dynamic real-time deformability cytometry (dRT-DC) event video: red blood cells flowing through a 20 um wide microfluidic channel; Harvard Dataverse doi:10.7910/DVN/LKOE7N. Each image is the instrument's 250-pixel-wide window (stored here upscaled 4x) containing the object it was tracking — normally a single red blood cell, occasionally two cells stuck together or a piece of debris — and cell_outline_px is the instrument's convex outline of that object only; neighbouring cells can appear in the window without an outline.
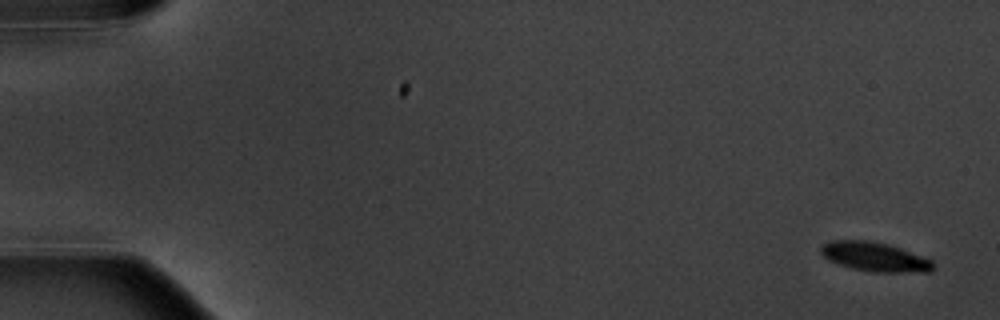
{"species": "common noctule bat (a hibernating species)", "species_latin": "Nyctalus noctula", "temperature_condition": "warm", "stored_images_in_passage": 9, "camera_frame_rate_fps": 3000, "um_per_image_px": 0.085, "animal": {"sex": "male", "body_mass_g": 20.1, "forearm_length_mm": 53.5}, "frame": {"image": 1, "passage_image": 1, "time_ms": 0.0, "image_size_px": [1000, 320], "cell_outline_px": [[936, 268], [932, 272], [872, 272], [852, 268], [828, 260], [820, 252], [820, 248], [824, 244], [832, 240], [868, 240], [888, 244], [900, 248], [932, 260]], "centroid_in_image_um": [74.38, 21.83], "position_along_channel_um": 10.6, "area_um2": 19.13}}
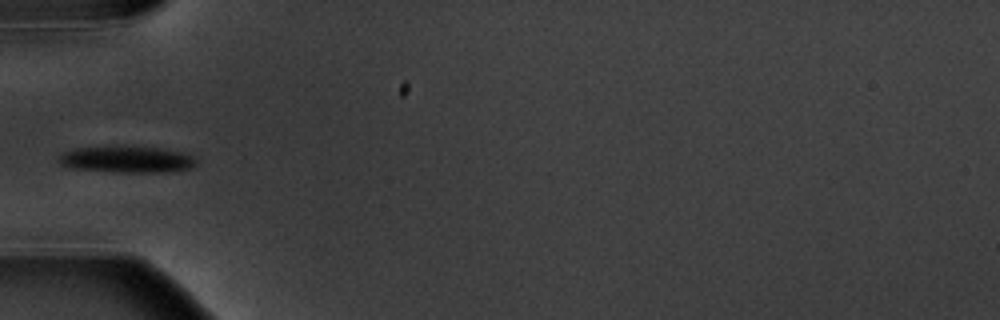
{"frame": {"image": 2, "passage_image": 6, "time_ms": 6.0, "image_size_px": [1000, 320], "cell_outline_px": [[196, 164], [192, 168], [172, 172], [116, 172], [72, 168], [60, 164], [56, 160], [56, 156], [64, 152], [76, 148], [156, 148], [180, 152], [192, 156], [196, 160]], "centroid_in_image_um": [10.76, 13.59], "position_along_channel_um": 74.2, "area_um2": 20.69}}